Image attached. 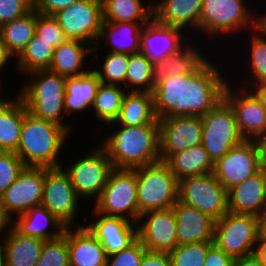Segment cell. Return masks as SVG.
Listing matches in <instances>:
<instances>
[{"mask_svg": "<svg viewBox=\"0 0 266 266\" xmlns=\"http://www.w3.org/2000/svg\"><path fill=\"white\" fill-rule=\"evenodd\" d=\"M258 217L228 211L215 222L214 244L232 258L253 253L258 240Z\"/></svg>", "mask_w": 266, "mask_h": 266, "instance_id": "obj_10", "label": "cell"}, {"mask_svg": "<svg viewBox=\"0 0 266 266\" xmlns=\"http://www.w3.org/2000/svg\"><path fill=\"white\" fill-rule=\"evenodd\" d=\"M88 45L90 44L81 40L67 39L54 49L48 69L64 77L80 76L87 73L91 69H83L84 59L99 49V45L94 47Z\"/></svg>", "mask_w": 266, "mask_h": 266, "instance_id": "obj_26", "label": "cell"}, {"mask_svg": "<svg viewBox=\"0 0 266 266\" xmlns=\"http://www.w3.org/2000/svg\"><path fill=\"white\" fill-rule=\"evenodd\" d=\"M231 87L226 85L224 100L234 111L240 134L245 140L262 141L266 137V110L247 86L238 89L237 94Z\"/></svg>", "mask_w": 266, "mask_h": 266, "instance_id": "obj_16", "label": "cell"}, {"mask_svg": "<svg viewBox=\"0 0 266 266\" xmlns=\"http://www.w3.org/2000/svg\"><path fill=\"white\" fill-rule=\"evenodd\" d=\"M139 222L142 223L137 225L138 239L147 251L169 253L177 246V220L172 208L145 212Z\"/></svg>", "mask_w": 266, "mask_h": 266, "instance_id": "obj_18", "label": "cell"}, {"mask_svg": "<svg viewBox=\"0 0 266 266\" xmlns=\"http://www.w3.org/2000/svg\"><path fill=\"white\" fill-rule=\"evenodd\" d=\"M203 0H159L153 2V18L160 24L183 30L196 28L200 32V12ZM188 25V26H187Z\"/></svg>", "mask_w": 266, "mask_h": 266, "instance_id": "obj_24", "label": "cell"}, {"mask_svg": "<svg viewBox=\"0 0 266 266\" xmlns=\"http://www.w3.org/2000/svg\"><path fill=\"white\" fill-rule=\"evenodd\" d=\"M0 103V151L16 152L19 147L25 106L18 96Z\"/></svg>", "mask_w": 266, "mask_h": 266, "instance_id": "obj_29", "label": "cell"}, {"mask_svg": "<svg viewBox=\"0 0 266 266\" xmlns=\"http://www.w3.org/2000/svg\"><path fill=\"white\" fill-rule=\"evenodd\" d=\"M171 208L177 220V245L214 242L215 219L178 200Z\"/></svg>", "mask_w": 266, "mask_h": 266, "instance_id": "obj_20", "label": "cell"}, {"mask_svg": "<svg viewBox=\"0 0 266 266\" xmlns=\"http://www.w3.org/2000/svg\"><path fill=\"white\" fill-rule=\"evenodd\" d=\"M228 211L258 216L266 206V173L263 167L243 183L227 191Z\"/></svg>", "mask_w": 266, "mask_h": 266, "instance_id": "obj_22", "label": "cell"}, {"mask_svg": "<svg viewBox=\"0 0 266 266\" xmlns=\"http://www.w3.org/2000/svg\"><path fill=\"white\" fill-rule=\"evenodd\" d=\"M166 163L178 180L214 172V162L201 144L174 153Z\"/></svg>", "mask_w": 266, "mask_h": 266, "instance_id": "obj_33", "label": "cell"}, {"mask_svg": "<svg viewBox=\"0 0 266 266\" xmlns=\"http://www.w3.org/2000/svg\"><path fill=\"white\" fill-rule=\"evenodd\" d=\"M94 210L106 216L122 217L138 224L140 213L135 169L114 168L95 201Z\"/></svg>", "mask_w": 266, "mask_h": 266, "instance_id": "obj_6", "label": "cell"}, {"mask_svg": "<svg viewBox=\"0 0 266 266\" xmlns=\"http://www.w3.org/2000/svg\"><path fill=\"white\" fill-rule=\"evenodd\" d=\"M207 58L190 74L171 75L153 88V109L158 119L203 116L224 100L228 82Z\"/></svg>", "mask_w": 266, "mask_h": 266, "instance_id": "obj_1", "label": "cell"}, {"mask_svg": "<svg viewBox=\"0 0 266 266\" xmlns=\"http://www.w3.org/2000/svg\"><path fill=\"white\" fill-rule=\"evenodd\" d=\"M25 167L15 152L0 151V197L14 183Z\"/></svg>", "mask_w": 266, "mask_h": 266, "instance_id": "obj_44", "label": "cell"}, {"mask_svg": "<svg viewBox=\"0 0 266 266\" xmlns=\"http://www.w3.org/2000/svg\"><path fill=\"white\" fill-rule=\"evenodd\" d=\"M9 228L3 240L0 239L2 266H35L44 240L21 235L12 226Z\"/></svg>", "mask_w": 266, "mask_h": 266, "instance_id": "obj_25", "label": "cell"}, {"mask_svg": "<svg viewBox=\"0 0 266 266\" xmlns=\"http://www.w3.org/2000/svg\"><path fill=\"white\" fill-rule=\"evenodd\" d=\"M190 43L184 45L177 53L171 54L163 60L155 61L152 64L153 82L171 75H186L192 73L205 59V55L195 49Z\"/></svg>", "mask_w": 266, "mask_h": 266, "instance_id": "obj_30", "label": "cell"}, {"mask_svg": "<svg viewBox=\"0 0 266 266\" xmlns=\"http://www.w3.org/2000/svg\"><path fill=\"white\" fill-rule=\"evenodd\" d=\"M158 120L161 161L166 162L174 153L201 144V116H172Z\"/></svg>", "mask_w": 266, "mask_h": 266, "instance_id": "obj_17", "label": "cell"}, {"mask_svg": "<svg viewBox=\"0 0 266 266\" xmlns=\"http://www.w3.org/2000/svg\"><path fill=\"white\" fill-rule=\"evenodd\" d=\"M140 266H172L168 253L147 251Z\"/></svg>", "mask_w": 266, "mask_h": 266, "instance_id": "obj_49", "label": "cell"}, {"mask_svg": "<svg viewBox=\"0 0 266 266\" xmlns=\"http://www.w3.org/2000/svg\"><path fill=\"white\" fill-rule=\"evenodd\" d=\"M146 252L142 242L137 239L128 248L108 256L106 266H140Z\"/></svg>", "mask_w": 266, "mask_h": 266, "instance_id": "obj_45", "label": "cell"}, {"mask_svg": "<svg viewBox=\"0 0 266 266\" xmlns=\"http://www.w3.org/2000/svg\"><path fill=\"white\" fill-rule=\"evenodd\" d=\"M244 3L243 0H203L200 12V32L203 31L214 38L220 34L225 36L231 32L235 33L242 28L256 29L258 15L252 16L251 9L249 7L247 9Z\"/></svg>", "mask_w": 266, "mask_h": 266, "instance_id": "obj_7", "label": "cell"}, {"mask_svg": "<svg viewBox=\"0 0 266 266\" xmlns=\"http://www.w3.org/2000/svg\"><path fill=\"white\" fill-rule=\"evenodd\" d=\"M213 242H196L177 245L170 251L169 257L172 266H204L208 249Z\"/></svg>", "mask_w": 266, "mask_h": 266, "instance_id": "obj_40", "label": "cell"}, {"mask_svg": "<svg viewBox=\"0 0 266 266\" xmlns=\"http://www.w3.org/2000/svg\"><path fill=\"white\" fill-rule=\"evenodd\" d=\"M67 244L70 266H106L104 248L84 224L67 227Z\"/></svg>", "mask_w": 266, "mask_h": 266, "instance_id": "obj_23", "label": "cell"}, {"mask_svg": "<svg viewBox=\"0 0 266 266\" xmlns=\"http://www.w3.org/2000/svg\"><path fill=\"white\" fill-rule=\"evenodd\" d=\"M152 64L153 62L142 52L129 55L126 74V87L128 86L126 90L128 92L152 93L155 86L152 77Z\"/></svg>", "mask_w": 266, "mask_h": 266, "instance_id": "obj_38", "label": "cell"}, {"mask_svg": "<svg viewBox=\"0 0 266 266\" xmlns=\"http://www.w3.org/2000/svg\"><path fill=\"white\" fill-rule=\"evenodd\" d=\"M234 258L213 244L207 251L204 266H232Z\"/></svg>", "mask_w": 266, "mask_h": 266, "instance_id": "obj_48", "label": "cell"}, {"mask_svg": "<svg viewBox=\"0 0 266 266\" xmlns=\"http://www.w3.org/2000/svg\"><path fill=\"white\" fill-rule=\"evenodd\" d=\"M54 49L38 35H34L21 53L15 58L16 69L29 73L39 69H48Z\"/></svg>", "mask_w": 266, "mask_h": 266, "instance_id": "obj_37", "label": "cell"}, {"mask_svg": "<svg viewBox=\"0 0 266 266\" xmlns=\"http://www.w3.org/2000/svg\"><path fill=\"white\" fill-rule=\"evenodd\" d=\"M120 126L101 145L114 168L135 169L161 161L159 123Z\"/></svg>", "mask_w": 266, "mask_h": 266, "instance_id": "obj_2", "label": "cell"}, {"mask_svg": "<svg viewBox=\"0 0 266 266\" xmlns=\"http://www.w3.org/2000/svg\"><path fill=\"white\" fill-rule=\"evenodd\" d=\"M137 203L141 214L170 209L178 200V179L163 161L135 168Z\"/></svg>", "mask_w": 266, "mask_h": 266, "instance_id": "obj_5", "label": "cell"}, {"mask_svg": "<svg viewBox=\"0 0 266 266\" xmlns=\"http://www.w3.org/2000/svg\"><path fill=\"white\" fill-rule=\"evenodd\" d=\"M138 126L159 123L153 109L152 93L127 92L118 118L106 125Z\"/></svg>", "mask_w": 266, "mask_h": 266, "instance_id": "obj_32", "label": "cell"}, {"mask_svg": "<svg viewBox=\"0 0 266 266\" xmlns=\"http://www.w3.org/2000/svg\"><path fill=\"white\" fill-rule=\"evenodd\" d=\"M36 35L48 43L53 49L60 46L68 38L53 15H44L36 11Z\"/></svg>", "mask_w": 266, "mask_h": 266, "instance_id": "obj_43", "label": "cell"}, {"mask_svg": "<svg viewBox=\"0 0 266 266\" xmlns=\"http://www.w3.org/2000/svg\"><path fill=\"white\" fill-rule=\"evenodd\" d=\"M43 186L44 167H25L0 197V206L5 217L12 221L15 214L22 215L29 209L41 205Z\"/></svg>", "mask_w": 266, "mask_h": 266, "instance_id": "obj_15", "label": "cell"}, {"mask_svg": "<svg viewBox=\"0 0 266 266\" xmlns=\"http://www.w3.org/2000/svg\"><path fill=\"white\" fill-rule=\"evenodd\" d=\"M252 254L263 266H266V236L259 234Z\"/></svg>", "mask_w": 266, "mask_h": 266, "instance_id": "obj_50", "label": "cell"}, {"mask_svg": "<svg viewBox=\"0 0 266 266\" xmlns=\"http://www.w3.org/2000/svg\"><path fill=\"white\" fill-rule=\"evenodd\" d=\"M9 226H10V221L5 217L2 208L0 206V239L1 235L4 233L5 230L8 229Z\"/></svg>", "mask_w": 266, "mask_h": 266, "instance_id": "obj_55", "label": "cell"}, {"mask_svg": "<svg viewBox=\"0 0 266 266\" xmlns=\"http://www.w3.org/2000/svg\"><path fill=\"white\" fill-rule=\"evenodd\" d=\"M36 11L0 26V34L8 51L17 57L35 35Z\"/></svg>", "mask_w": 266, "mask_h": 266, "instance_id": "obj_35", "label": "cell"}, {"mask_svg": "<svg viewBox=\"0 0 266 266\" xmlns=\"http://www.w3.org/2000/svg\"><path fill=\"white\" fill-rule=\"evenodd\" d=\"M148 22H102L96 44L105 39L111 53L136 54L141 51V33Z\"/></svg>", "mask_w": 266, "mask_h": 266, "instance_id": "obj_28", "label": "cell"}, {"mask_svg": "<svg viewBox=\"0 0 266 266\" xmlns=\"http://www.w3.org/2000/svg\"><path fill=\"white\" fill-rule=\"evenodd\" d=\"M263 168L261 141L244 140L214 163V175L228 191Z\"/></svg>", "mask_w": 266, "mask_h": 266, "instance_id": "obj_11", "label": "cell"}, {"mask_svg": "<svg viewBox=\"0 0 266 266\" xmlns=\"http://www.w3.org/2000/svg\"><path fill=\"white\" fill-rule=\"evenodd\" d=\"M33 9V0H0V26L25 16Z\"/></svg>", "mask_w": 266, "mask_h": 266, "instance_id": "obj_46", "label": "cell"}, {"mask_svg": "<svg viewBox=\"0 0 266 266\" xmlns=\"http://www.w3.org/2000/svg\"><path fill=\"white\" fill-rule=\"evenodd\" d=\"M68 135L62 126L32 117L25 109L19 147L15 153L26 167H62L58 155Z\"/></svg>", "mask_w": 266, "mask_h": 266, "instance_id": "obj_3", "label": "cell"}, {"mask_svg": "<svg viewBox=\"0 0 266 266\" xmlns=\"http://www.w3.org/2000/svg\"><path fill=\"white\" fill-rule=\"evenodd\" d=\"M102 70L93 69L102 83L118 85L126 88V74L129 55L108 52L105 56Z\"/></svg>", "mask_w": 266, "mask_h": 266, "instance_id": "obj_39", "label": "cell"}, {"mask_svg": "<svg viewBox=\"0 0 266 266\" xmlns=\"http://www.w3.org/2000/svg\"><path fill=\"white\" fill-rule=\"evenodd\" d=\"M248 86L251 87V89L249 90H251L257 96V98L261 102L262 107L266 110V83H260L257 85L253 84Z\"/></svg>", "mask_w": 266, "mask_h": 266, "instance_id": "obj_52", "label": "cell"}, {"mask_svg": "<svg viewBox=\"0 0 266 266\" xmlns=\"http://www.w3.org/2000/svg\"><path fill=\"white\" fill-rule=\"evenodd\" d=\"M254 32L251 38V46L250 48V58L249 62L250 69H251V75L254 76V83L260 84V83H266V33L261 30V28L258 26ZM262 35V36H261Z\"/></svg>", "mask_w": 266, "mask_h": 266, "instance_id": "obj_42", "label": "cell"}, {"mask_svg": "<svg viewBox=\"0 0 266 266\" xmlns=\"http://www.w3.org/2000/svg\"><path fill=\"white\" fill-rule=\"evenodd\" d=\"M12 54L8 51L5 42L0 34V72L5 68L7 61H10Z\"/></svg>", "mask_w": 266, "mask_h": 266, "instance_id": "obj_53", "label": "cell"}, {"mask_svg": "<svg viewBox=\"0 0 266 266\" xmlns=\"http://www.w3.org/2000/svg\"><path fill=\"white\" fill-rule=\"evenodd\" d=\"M178 201L219 220L228 212L227 190L214 173L178 180Z\"/></svg>", "mask_w": 266, "mask_h": 266, "instance_id": "obj_8", "label": "cell"}, {"mask_svg": "<svg viewBox=\"0 0 266 266\" xmlns=\"http://www.w3.org/2000/svg\"><path fill=\"white\" fill-rule=\"evenodd\" d=\"M103 22H149L153 18V1L101 0Z\"/></svg>", "mask_w": 266, "mask_h": 266, "instance_id": "obj_34", "label": "cell"}, {"mask_svg": "<svg viewBox=\"0 0 266 266\" xmlns=\"http://www.w3.org/2000/svg\"><path fill=\"white\" fill-rule=\"evenodd\" d=\"M201 118V145L214 163L245 140L239 132L234 111L225 100Z\"/></svg>", "mask_w": 266, "mask_h": 266, "instance_id": "obj_9", "label": "cell"}, {"mask_svg": "<svg viewBox=\"0 0 266 266\" xmlns=\"http://www.w3.org/2000/svg\"><path fill=\"white\" fill-rule=\"evenodd\" d=\"M35 266H70L67 227L60 237L44 241Z\"/></svg>", "mask_w": 266, "mask_h": 266, "instance_id": "obj_41", "label": "cell"}, {"mask_svg": "<svg viewBox=\"0 0 266 266\" xmlns=\"http://www.w3.org/2000/svg\"><path fill=\"white\" fill-rule=\"evenodd\" d=\"M53 16L68 39L96 44L103 22L101 0H80Z\"/></svg>", "mask_w": 266, "mask_h": 266, "instance_id": "obj_14", "label": "cell"}, {"mask_svg": "<svg viewBox=\"0 0 266 266\" xmlns=\"http://www.w3.org/2000/svg\"><path fill=\"white\" fill-rule=\"evenodd\" d=\"M258 26L266 33V14L258 17Z\"/></svg>", "mask_w": 266, "mask_h": 266, "instance_id": "obj_56", "label": "cell"}, {"mask_svg": "<svg viewBox=\"0 0 266 266\" xmlns=\"http://www.w3.org/2000/svg\"><path fill=\"white\" fill-rule=\"evenodd\" d=\"M127 92L120 85L101 82L92 105L96 118L105 124L114 122L120 114L122 103Z\"/></svg>", "mask_w": 266, "mask_h": 266, "instance_id": "obj_36", "label": "cell"}, {"mask_svg": "<svg viewBox=\"0 0 266 266\" xmlns=\"http://www.w3.org/2000/svg\"><path fill=\"white\" fill-rule=\"evenodd\" d=\"M101 81L92 70L80 76L66 77L64 109L70 115L73 111H84L92 107Z\"/></svg>", "mask_w": 266, "mask_h": 266, "instance_id": "obj_31", "label": "cell"}, {"mask_svg": "<svg viewBox=\"0 0 266 266\" xmlns=\"http://www.w3.org/2000/svg\"><path fill=\"white\" fill-rule=\"evenodd\" d=\"M97 218L85 225L101 243L107 256L128 248L137 239V223L126 218L106 216L94 210ZM134 225V226H133Z\"/></svg>", "mask_w": 266, "mask_h": 266, "instance_id": "obj_19", "label": "cell"}, {"mask_svg": "<svg viewBox=\"0 0 266 266\" xmlns=\"http://www.w3.org/2000/svg\"><path fill=\"white\" fill-rule=\"evenodd\" d=\"M257 217L259 234L266 236V206L260 211Z\"/></svg>", "mask_w": 266, "mask_h": 266, "instance_id": "obj_54", "label": "cell"}, {"mask_svg": "<svg viewBox=\"0 0 266 266\" xmlns=\"http://www.w3.org/2000/svg\"><path fill=\"white\" fill-rule=\"evenodd\" d=\"M16 219L17 220L10 221V226L18 233L24 236L37 237L44 241L60 237L66 228L65 225L43 205H38L29 209ZM47 226H52L51 228L54 229L48 231Z\"/></svg>", "mask_w": 266, "mask_h": 266, "instance_id": "obj_27", "label": "cell"}, {"mask_svg": "<svg viewBox=\"0 0 266 266\" xmlns=\"http://www.w3.org/2000/svg\"><path fill=\"white\" fill-rule=\"evenodd\" d=\"M182 30L158 23L152 18L141 33V51L152 62L163 60L183 48Z\"/></svg>", "mask_w": 266, "mask_h": 266, "instance_id": "obj_21", "label": "cell"}, {"mask_svg": "<svg viewBox=\"0 0 266 266\" xmlns=\"http://www.w3.org/2000/svg\"><path fill=\"white\" fill-rule=\"evenodd\" d=\"M1 80H2V79H0V90H1V83H2ZM3 100H4V99H2L1 96H0V103H1Z\"/></svg>", "mask_w": 266, "mask_h": 266, "instance_id": "obj_59", "label": "cell"}, {"mask_svg": "<svg viewBox=\"0 0 266 266\" xmlns=\"http://www.w3.org/2000/svg\"><path fill=\"white\" fill-rule=\"evenodd\" d=\"M32 75L20 90L18 97L23 102L27 114L44 119L62 126L69 133L71 127L64 123V95L66 92V77L52 72L49 69H39L27 73Z\"/></svg>", "mask_w": 266, "mask_h": 266, "instance_id": "obj_4", "label": "cell"}, {"mask_svg": "<svg viewBox=\"0 0 266 266\" xmlns=\"http://www.w3.org/2000/svg\"><path fill=\"white\" fill-rule=\"evenodd\" d=\"M263 149V167L266 169V137L261 141Z\"/></svg>", "mask_w": 266, "mask_h": 266, "instance_id": "obj_57", "label": "cell"}, {"mask_svg": "<svg viewBox=\"0 0 266 266\" xmlns=\"http://www.w3.org/2000/svg\"><path fill=\"white\" fill-rule=\"evenodd\" d=\"M0 266H2V252H1V249H0Z\"/></svg>", "mask_w": 266, "mask_h": 266, "instance_id": "obj_58", "label": "cell"}, {"mask_svg": "<svg viewBox=\"0 0 266 266\" xmlns=\"http://www.w3.org/2000/svg\"><path fill=\"white\" fill-rule=\"evenodd\" d=\"M101 147V148H100ZM90 154H86L64 171L69 175L71 183L81 199L94 198L96 201L114 169L105 149L100 146Z\"/></svg>", "mask_w": 266, "mask_h": 266, "instance_id": "obj_13", "label": "cell"}, {"mask_svg": "<svg viewBox=\"0 0 266 266\" xmlns=\"http://www.w3.org/2000/svg\"><path fill=\"white\" fill-rule=\"evenodd\" d=\"M80 198L78 197L69 175L63 166L44 167V186L42 203L65 227L82 226L76 223V214ZM75 224V225H74ZM78 224V225H77Z\"/></svg>", "mask_w": 266, "mask_h": 266, "instance_id": "obj_12", "label": "cell"}, {"mask_svg": "<svg viewBox=\"0 0 266 266\" xmlns=\"http://www.w3.org/2000/svg\"><path fill=\"white\" fill-rule=\"evenodd\" d=\"M80 0H33V9L44 15H54Z\"/></svg>", "mask_w": 266, "mask_h": 266, "instance_id": "obj_47", "label": "cell"}, {"mask_svg": "<svg viewBox=\"0 0 266 266\" xmlns=\"http://www.w3.org/2000/svg\"><path fill=\"white\" fill-rule=\"evenodd\" d=\"M232 266H263L257 258L253 255H246L238 258H234Z\"/></svg>", "mask_w": 266, "mask_h": 266, "instance_id": "obj_51", "label": "cell"}]
</instances>
